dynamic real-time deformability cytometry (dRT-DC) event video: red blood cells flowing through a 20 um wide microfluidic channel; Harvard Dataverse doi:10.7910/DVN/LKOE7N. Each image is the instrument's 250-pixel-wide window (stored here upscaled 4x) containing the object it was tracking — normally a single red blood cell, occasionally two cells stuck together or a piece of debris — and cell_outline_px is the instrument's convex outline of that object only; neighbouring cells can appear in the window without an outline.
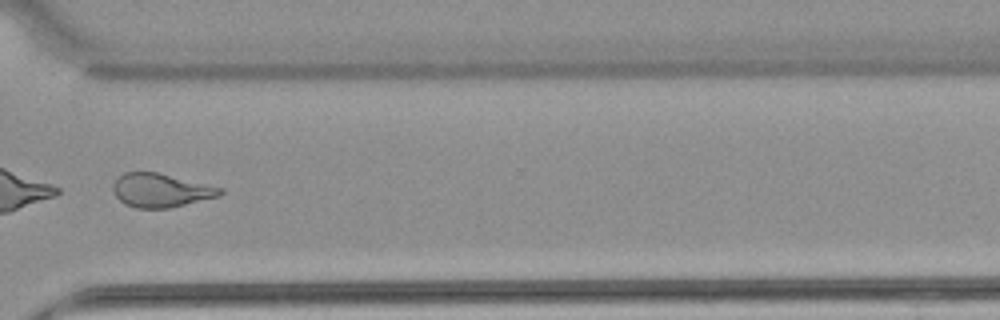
{"species": "common noctule bat (a hibernating species)", "species_latin": "Nyctalus noctula", "temperature_condition": "warm", "stored_images_in_passage": 36, "camera_frame_rate_fps": 3000, "um_per_image_px": 0.085, "animal": {"sex": "female", "body_mass_g": 22.7, "forearm_length_mm": 54.2}, "frame": {"image": 1, "passage_image": 26, "time_ms": 8.333, "image_size_px": [1000, 320], "cell_outline_px": [[224, 192], [220, 196], [168, 208], [136, 208], [124, 204], [116, 196], [112, 188], [112, 184], [124, 172], [156, 172], [224, 188]], "centroid_in_image_um": [13.67, 16.18], "position_along_channel_um": 356.9, "area_um2": 20.92}, "authors_computed_cell_mechanics": {"area_um2": 21.5594, "velocity_mm_per_s": 3.926, "shape_relaxation_time_tau1_ms": 1.5048, "shape_relaxation_time_tau2_ms": 2.5564, "deformation_change_tau1": 0.2966, "deformation_change_tau2": 0.1172}}